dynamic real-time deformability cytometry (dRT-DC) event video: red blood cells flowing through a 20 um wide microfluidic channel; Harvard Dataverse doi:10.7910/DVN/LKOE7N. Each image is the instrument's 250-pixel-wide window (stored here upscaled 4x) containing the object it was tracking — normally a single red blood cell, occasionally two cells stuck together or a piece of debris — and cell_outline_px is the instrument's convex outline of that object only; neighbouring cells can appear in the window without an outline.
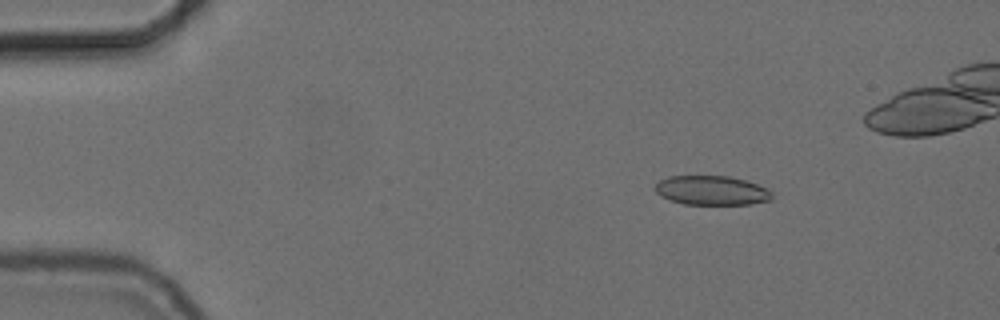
{"species": "common noctule bat (a hibernating species)", "species_latin": "Nyctalus noctula", "temperature_condition": "cold", "stored_images_in_passage": 48, "camera_frame_rate_fps": 3000, "um_per_image_px": 0.085, "animal": {"sex": "female", "body_mass_g": 24.6, "forearm_length_mm": 56.2}, "frame": {"image": 1, "passage_image": 6, "time_ms": 1.667, "image_size_px": [1000, 320], "cell_outline_px": [[772, 200], [752, 204], [684, 204], [660, 196], [656, 192], [656, 184], [660, 180], [668, 176], [728, 176], [744, 180], [768, 188], [772, 192]], "centroid_in_image_um": [60.52, 16.19], "position_along_channel_um": 24.5, "area_um2": 19.88}}
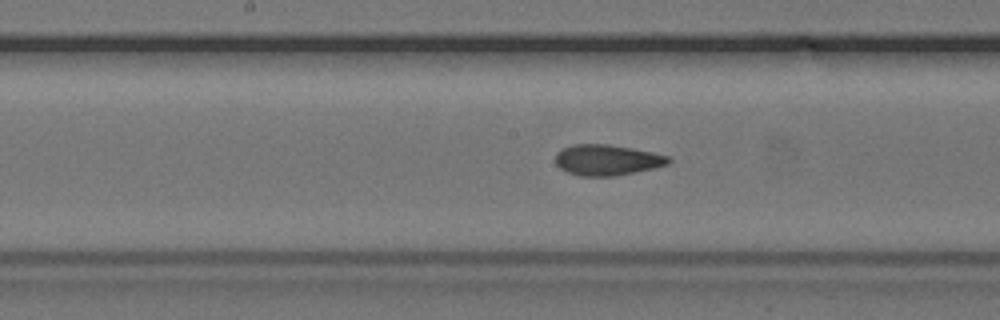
{"frame": {"image": 2, "passage_image": 26, "time_ms": 8.333, "image_size_px": [1000, 320], "cell_outline_px": [[672, 160], [668, 164], [652, 168], [616, 176], [580, 176], [568, 172], [560, 168], [556, 164], [556, 152], [560, 148], [572, 144], [608, 144], [632, 148], [652, 152], [668, 156]], "centroid_in_image_um": [51.56, 13.59], "position_along_channel_um": 196.6, "area_um2": 20.29}}
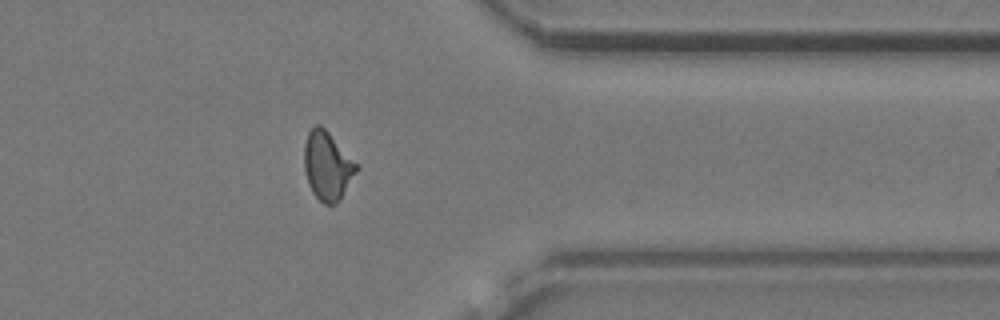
{"frame": {"image": 3, "passage_image": 42, "time_ms": 13.667, "image_size_px": [1000, 320], "cell_outline_px": [[360, 168], [340, 200], [336, 204], [324, 204], [312, 192], [308, 184], [304, 168], [304, 144], [308, 132], [316, 124], [320, 124], [360, 164]], "centroid_in_image_um": [27.86, 14.1], "position_along_channel_um": 383.5, "area_um2": 21.21}, "authors_computed_cell_mechanics": {"area_um2": 20.6346, "velocity_mm_per_s": 3.7145, "shape_relaxation_time_tau1_ms": null, "shape_relaxation_time_tau2_ms": 1.4078, "deformation_change_tau1": null, "deformation_change_tau2": 0.0726}}